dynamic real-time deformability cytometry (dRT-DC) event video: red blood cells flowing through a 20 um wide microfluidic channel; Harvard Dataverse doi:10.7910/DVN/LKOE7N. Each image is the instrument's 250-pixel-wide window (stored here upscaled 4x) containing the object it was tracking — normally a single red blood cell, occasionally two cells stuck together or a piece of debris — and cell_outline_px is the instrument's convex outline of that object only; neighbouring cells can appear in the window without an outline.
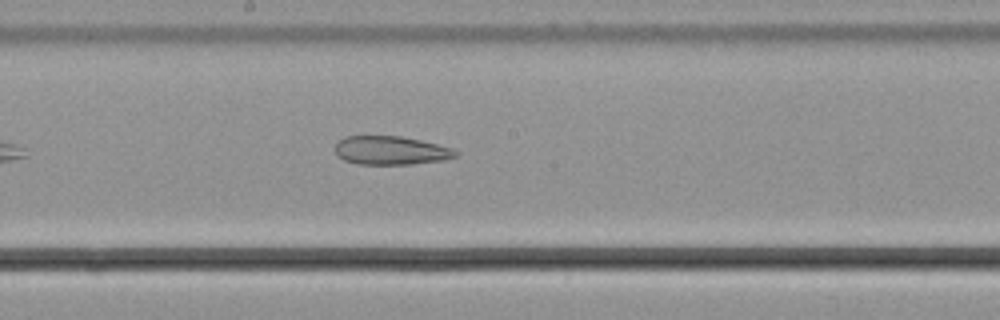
{"species": "common noctule bat (a hibernating species)", "species_latin": "Nyctalus noctula", "temperature_condition": "cold", "stored_images_in_passage": 37, "camera_frame_rate_fps": 3000, "um_per_image_px": 0.085, "animal": {"sex": "male", "body_mass_g": 21.5, "forearm_length_mm": 52.0}, "frame": {"image": 1, "passage_image": 16, "time_ms": 5.0, "image_size_px": [1000, 320], "cell_outline_px": [[460, 152], [456, 156], [444, 160], [412, 164], [356, 164], [344, 160], [336, 156], [336, 144], [344, 136], [400, 136], [420, 140], [452, 148]], "centroid_in_image_um": [33.22, 12.79], "position_along_channel_um": 215.0, "area_um2": 20.11}}